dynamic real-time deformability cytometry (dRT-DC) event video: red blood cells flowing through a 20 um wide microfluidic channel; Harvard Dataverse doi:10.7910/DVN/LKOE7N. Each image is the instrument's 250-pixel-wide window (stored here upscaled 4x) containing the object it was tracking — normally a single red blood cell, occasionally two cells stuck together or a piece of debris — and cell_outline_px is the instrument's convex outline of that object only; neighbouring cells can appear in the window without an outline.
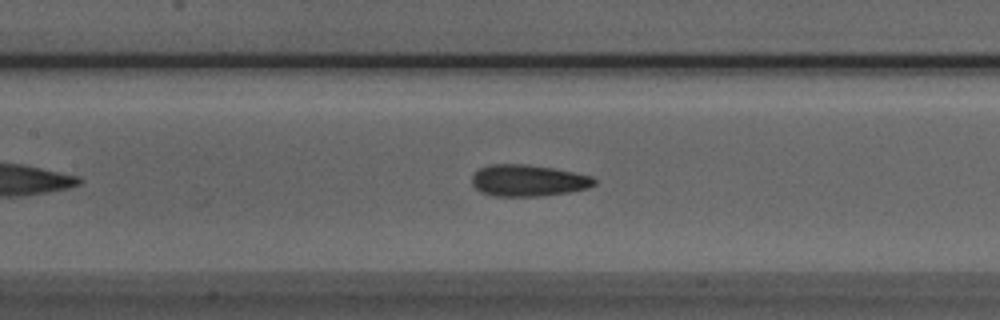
{"species": "Egyptian fruit bat (a non-hibernating species)", "species_latin": "Rousettus aegyptiacus", "temperature_condition": "room temperature", "stored_images_in_passage": 33, "camera_frame_rate_fps": 3000, "um_per_image_px": 0.085, "animal": {"sex": "male"}, "frame": {"image": 1, "passage_image": 14, "time_ms": 4.333, "image_size_px": [1000, 320], "cell_outline_px": [[596, 184], [588, 188], [568, 192], [536, 196], [496, 196], [480, 192], [472, 184], [472, 176], [480, 168], [488, 164], [524, 164], [552, 168], [592, 176], [596, 180]], "centroid_in_image_um": [44.88, 15.34], "position_along_channel_um": 162.5, "area_um2": 22.37}}
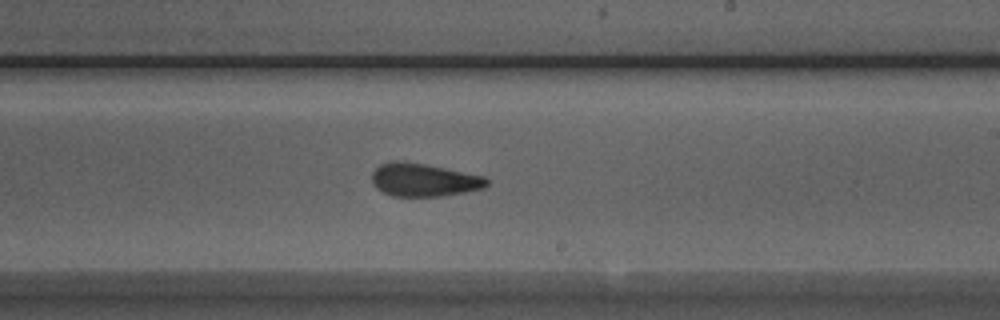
{"frame": {"image": 2, "passage_image": 21, "time_ms": 6.667, "image_size_px": [1000, 320], "cell_outline_px": [[488, 184], [484, 188], [464, 192], [440, 196], [392, 196], [376, 188], [372, 184], [372, 172], [380, 164], [392, 160], [404, 160], [484, 176], [488, 180]], "centroid_in_image_um": [35.98, 15.28], "position_along_channel_um": 253.0, "area_um2": 22.14}}
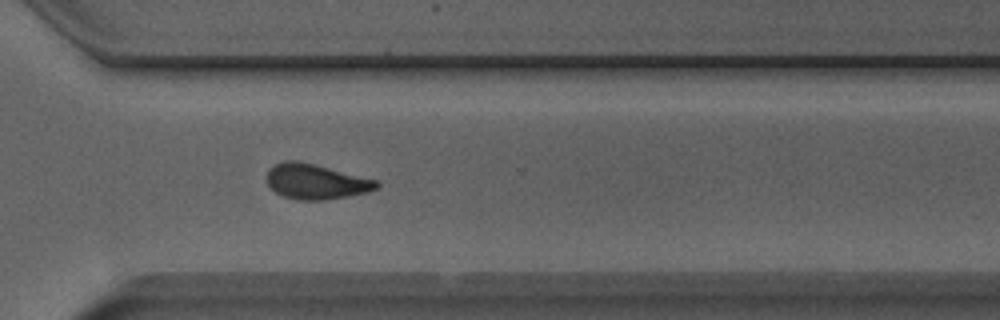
{"frame": {"image": 3, "passage_image": 28, "time_ms": 9.0, "image_size_px": [1000, 320], "cell_outline_px": [[380, 184], [376, 188], [368, 192], [348, 196], [324, 200], [296, 200], [284, 196], [276, 192], [268, 184], [268, 168], [284, 160], [296, 160], [376, 180]], "centroid_in_image_um": [26.83, 15.44], "position_along_channel_um": 343.8, "area_um2": 22.08}}